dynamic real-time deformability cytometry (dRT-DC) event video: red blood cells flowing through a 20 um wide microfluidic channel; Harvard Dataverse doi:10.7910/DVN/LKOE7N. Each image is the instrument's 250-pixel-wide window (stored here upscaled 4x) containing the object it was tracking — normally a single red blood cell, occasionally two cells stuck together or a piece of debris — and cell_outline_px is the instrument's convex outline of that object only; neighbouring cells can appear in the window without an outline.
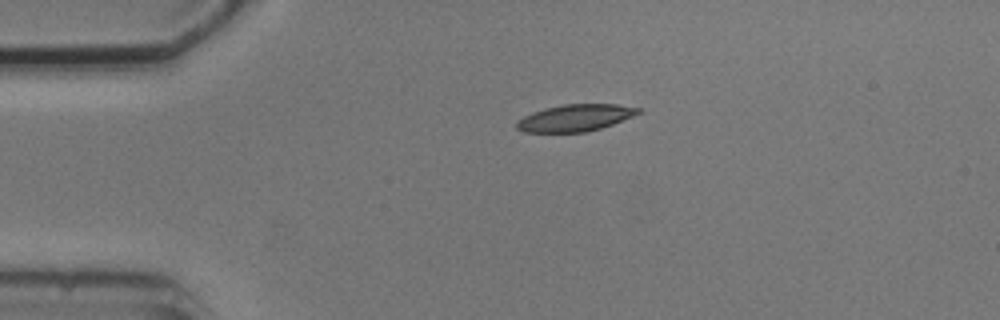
{"species": "common noctule bat (a hibernating species)", "species_latin": "Nyctalus noctula", "temperature_condition": "cold", "stored_images_in_passage": 3, "camera_frame_rate_fps": 3000, "um_per_image_px": 0.085, "animal": {"sex": "male", "body_mass_g": 20.5, "forearm_length_mm": 52.5}, "frame": {"image": 1, "passage_image": 1, "time_ms": 0.0, "image_size_px": [1000, 320], "cell_outline_px": [[640, 112], [632, 116], [612, 124], [600, 128], [584, 132], [524, 132], [516, 128], [516, 120], [532, 112], [564, 104], [616, 104], [640, 108]], "centroid_in_image_um": [48.86, 10.02], "position_along_channel_um": 36.1, "area_um2": 18.79}}
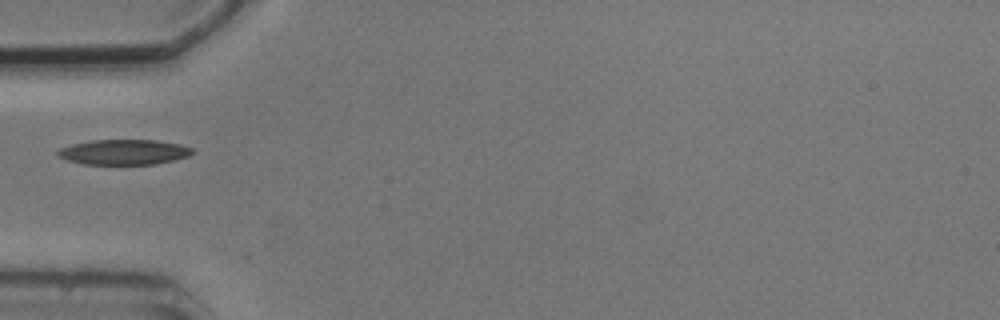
{"frame": {"image": 2, "passage_image": 3, "time_ms": 2.0, "image_size_px": [1000, 320], "cell_outline_px": [[196, 152], [188, 156], [172, 160], [152, 164], [84, 164], [68, 160], [56, 156], [56, 152], [60, 148], [72, 144], [92, 140], [156, 140], [180, 144], [196, 148]], "centroid_in_image_um": [10.55, 12.92], "position_along_channel_um": 74.4, "area_um2": 19.83}}